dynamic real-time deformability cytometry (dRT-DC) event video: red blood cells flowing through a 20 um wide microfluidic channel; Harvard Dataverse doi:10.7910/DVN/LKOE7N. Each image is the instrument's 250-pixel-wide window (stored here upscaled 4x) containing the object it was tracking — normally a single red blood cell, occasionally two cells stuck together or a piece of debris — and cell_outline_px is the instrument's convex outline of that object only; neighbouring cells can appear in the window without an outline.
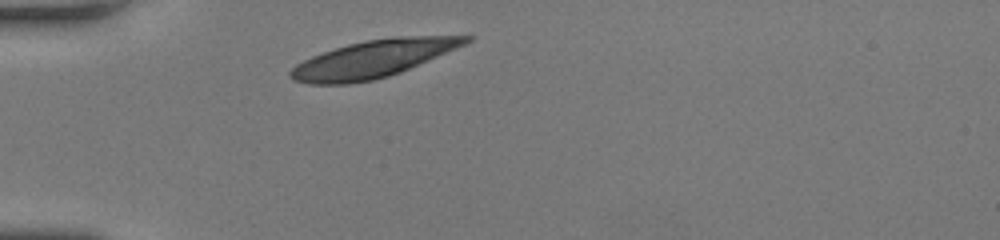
{"species": "human", "species_latin": "Homo sapiens", "temperature_condition": "room temperature", "stored_images_in_passage": 28, "camera_frame_rate_fps": 3000, "um_per_image_px": 0.085, "donor": {"sex": "female"}, "frame": {"image": 1, "passage_image": 1, "time_ms": 0.0, "image_size_px": [1000, 240], "cell_outline_px": [[476, 36], [472, 40], [464, 44], [400, 72], [388, 76], [372, 80], [348, 84], [308, 84], [292, 80], [288, 76], [288, 72], [296, 64], [312, 56], [348, 44], [364, 40], [392, 36]], "centroid_in_image_um": [31.65, 5.01], "position_along_channel_um": 53.4, "area_um2": 37.74}}
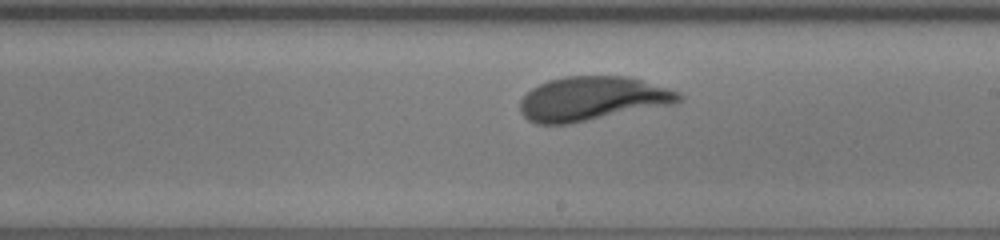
{"frame": {"image": 2, "passage_image": 16, "time_ms": 5.0, "image_size_px": [1000, 240], "cell_outline_px": [[684, 100], [672, 104], [568, 124], [536, 124], [528, 120], [520, 112], [520, 100], [532, 88], [548, 80], [564, 76], [624, 76], [640, 80], [668, 88], [680, 92], [684, 96]], "centroid_in_image_um": [50.33, 8.38], "position_along_channel_um": 238.7, "area_um2": 40.58}}
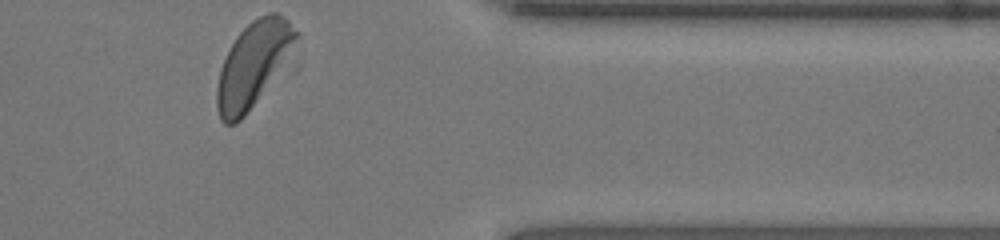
{"frame": {"image": 3, "passage_image": 28, "time_ms": 9.0, "image_size_px": [1000, 240], "cell_outline_px": [[296, 36], [252, 104], [244, 116], [236, 124], [224, 124], [220, 120], [216, 108], [216, 88], [220, 68], [236, 36], [252, 20], [268, 12], [276, 12], [284, 16], [288, 20], [296, 32]], "centroid_in_image_um": [21.36, 5.47], "position_along_channel_um": 390.0, "area_um2": 36.24}, "authors_computed_cell_mechanics": {"area_um2": 40.5467, "velocity_mm_per_s": 4.0953, "shape_relaxation_time_tau1_ms": 2.1675, "shape_relaxation_time_tau2_ms": null, "deformation_change_tau1": 0.1246, "deformation_change_tau2": null}}